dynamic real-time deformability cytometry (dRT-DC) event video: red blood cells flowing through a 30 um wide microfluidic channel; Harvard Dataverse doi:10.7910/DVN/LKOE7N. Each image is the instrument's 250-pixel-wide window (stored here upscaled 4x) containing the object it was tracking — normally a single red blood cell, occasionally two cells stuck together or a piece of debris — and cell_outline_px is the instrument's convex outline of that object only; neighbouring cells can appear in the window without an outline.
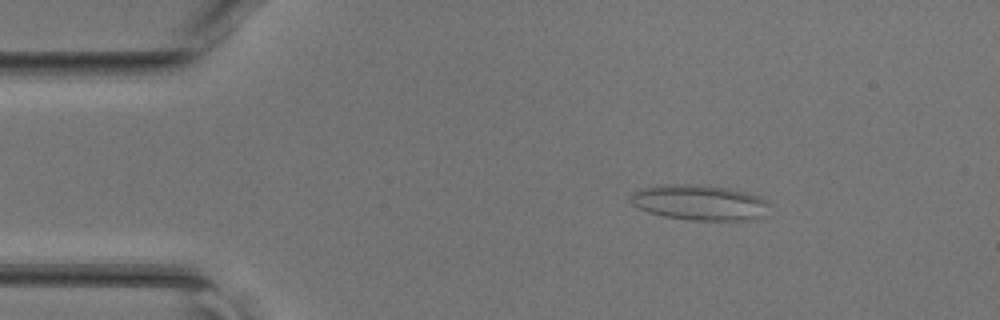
{"species": "common noctule bat (a hibernating species)", "species_latin": "Nyctalus noctula", "temperature_condition": "room temperature", "stored_images_in_passage": 44, "camera_frame_rate_fps": 3000, "um_per_image_px": 0.085, "animal": {"sex": "female", "body_mass_g": 17.0, "forearm_length_mm": 48.0}, "frame": {"image": 1, "passage_image": 6, "time_ms": 1.667, "image_size_px": [1000, 320], "cell_outline_px": [[772, 204], [768, 216], [748, 220], [688, 220], [664, 216], [648, 212], [632, 204], [628, 200], [632, 192], [656, 184], [704, 184], [728, 188], [760, 196], [768, 200]], "centroid_in_image_um": [59.52, 17.21], "position_along_channel_um": 25.5, "area_um2": 29.36}}
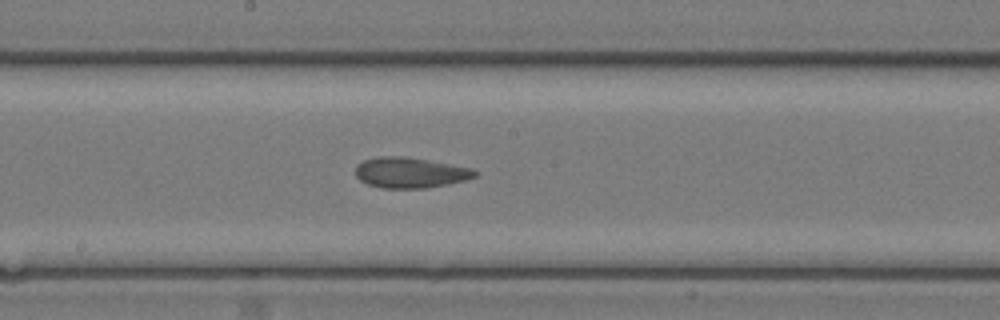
{"frame": {"image": 2, "passage_image": 23, "time_ms": 7.333, "image_size_px": [1000, 320], "cell_outline_px": [[476, 176], [464, 180], [448, 184], [424, 188], [380, 188], [368, 184], [360, 180], [356, 176], [356, 164], [364, 160], [380, 156], [404, 156], [428, 160], [472, 168], [476, 172]], "centroid_in_image_um": [34.83, 14.67], "position_along_channel_um": 213.4, "area_um2": 21.15}}
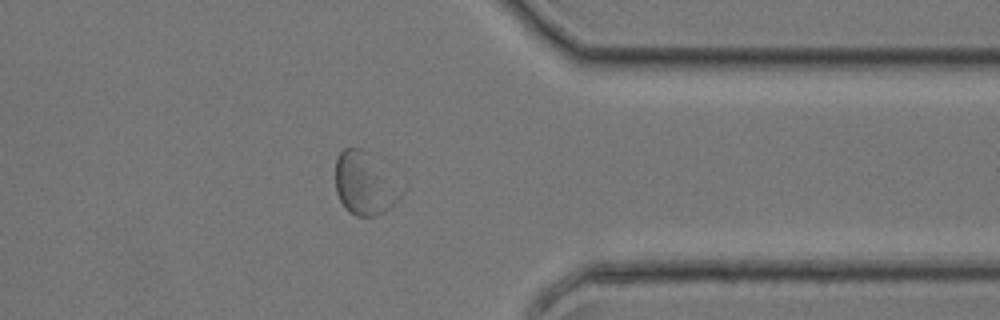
{"frame": {"image": 3, "passage_image": 35, "time_ms": 11.333, "image_size_px": [1000, 320], "cell_outline_px": [[404, 188], [400, 196], [384, 212], [372, 216], [356, 216], [348, 212], [344, 208], [336, 192], [336, 160], [340, 152], [344, 148], [360, 148]], "centroid_in_image_um": [30.95, 15.65], "position_along_channel_um": 380.4, "area_um2": 23.29}}